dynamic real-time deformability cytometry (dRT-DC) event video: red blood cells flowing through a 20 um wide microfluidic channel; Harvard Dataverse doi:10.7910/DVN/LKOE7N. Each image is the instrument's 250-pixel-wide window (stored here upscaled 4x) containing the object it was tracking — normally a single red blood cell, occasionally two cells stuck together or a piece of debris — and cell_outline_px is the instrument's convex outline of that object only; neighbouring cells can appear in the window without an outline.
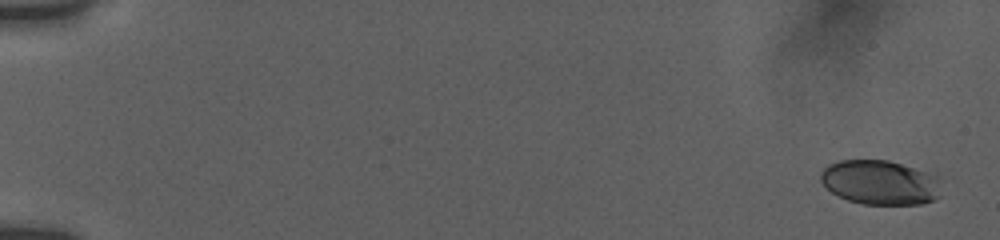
{"species": "human", "species_latin": "Homo sapiens", "temperature_condition": "room temperature", "stored_images_in_passage": 47, "camera_frame_rate_fps": 3000, "um_per_image_px": 0.085, "donor": {"sex": "female"}, "frame": {"image": 1, "passage_image": 1, "time_ms": 0.0, "image_size_px": [1000, 240], "cell_outline_px": [[940, 196], [932, 200], [920, 204], [864, 204], [848, 200], [832, 192], [820, 180], [820, 172], [828, 164], [840, 160], [888, 160], [928, 172], [936, 176], [940, 180]], "centroid_in_image_um": [74.81, 15.5], "position_along_channel_um": 10.2, "area_um2": 31.21}}
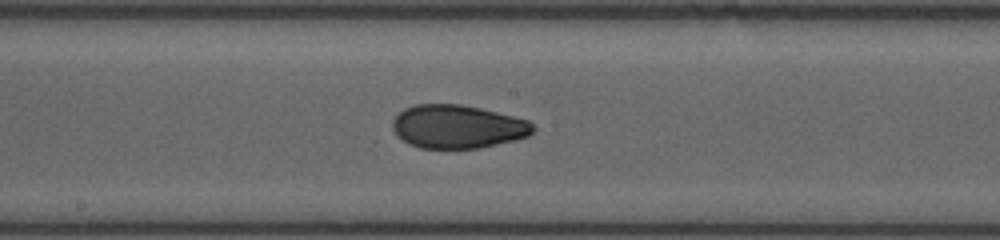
{"frame": {"image": 2, "passage_image": 25, "time_ms": 10.0, "image_size_px": [1000, 240], "cell_outline_px": [[536, 128], [528, 136], [480, 148], [420, 148], [408, 144], [396, 136], [392, 128], [392, 120], [404, 108], [416, 104], [460, 104], [480, 108], [528, 120]], "centroid_in_image_um": [38.85, 10.76], "position_along_channel_um": 209.4, "area_um2": 35.49}}
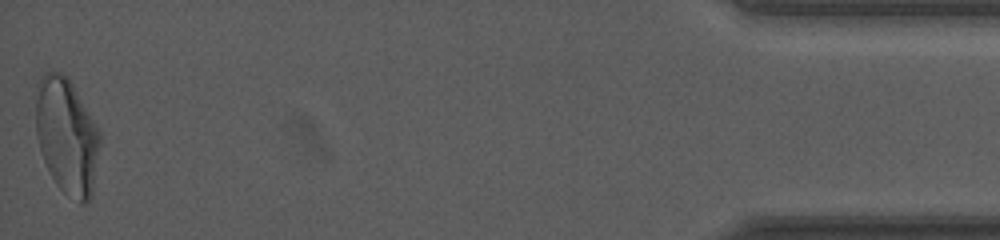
{"frame": {"image": 3, "passage_image": 47, "time_ms": 18.0, "image_size_px": [1000, 240], "cell_outline_px": [[100, 144], [92, 196], [84, 204], [80, 204], [64, 192], [56, 184], [44, 160], [36, 136], [36, 84], [40, 76], [44, 72], [60, 72], [68, 76], [100, 132]], "centroid_in_image_um": [5.67, 11.55], "position_along_channel_um": 429.5, "area_um2": 43.41}, "authors_computed_cell_mechanics": {"area_um2": 35.6626, "velocity_mm_per_s": 3.783, "shape_relaxation_time_tau1_ms": null, "shape_relaxation_time_tau2_ms": 1.416, "deformation_change_tau1": null, "deformation_change_tau2": 0.059}}